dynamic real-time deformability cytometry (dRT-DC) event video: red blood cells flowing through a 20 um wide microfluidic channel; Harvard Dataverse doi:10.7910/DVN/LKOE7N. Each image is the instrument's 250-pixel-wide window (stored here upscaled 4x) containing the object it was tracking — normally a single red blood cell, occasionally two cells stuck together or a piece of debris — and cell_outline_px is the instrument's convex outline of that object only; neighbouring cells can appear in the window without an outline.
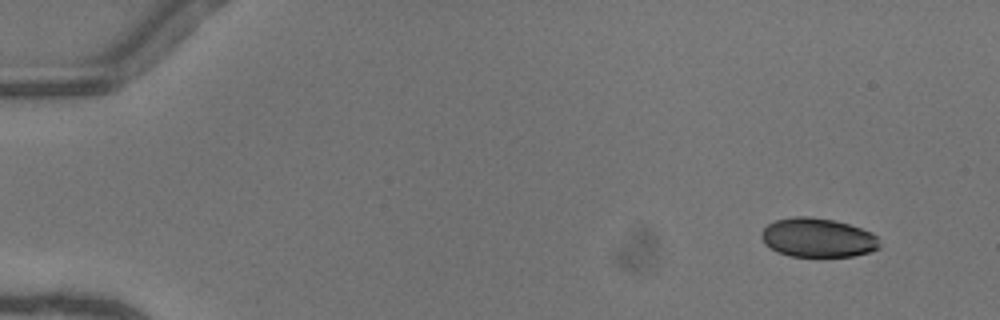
{"species": "common noctule bat (a hibernating species)", "species_latin": "Nyctalus noctula", "temperature_condition": "warm", "stored_images_in_passage": 48, "camera_frame_rate_fps": 3000, "um_per_image_px": 0.085, "animal": {"sex": "female"}, "frame": {"image": 1, "passage_image": 1, "time_ms": 0.0, "image_size_px": [1000, 320], "cell_outline_px": [[880, 248], [868, 252], [852, 256], [792, 256], [776, 252], [764, 244], [760, 236], [764, 228], [768, 224], [776, 220], [792, 216], [812, 216], [836, 220], [872, 232], [876, 236], [880, 244]], "centroid_in_image_um": [69.49, 20.19], "position_along_channel_um": 15.5, "area_um2": 27.05}}
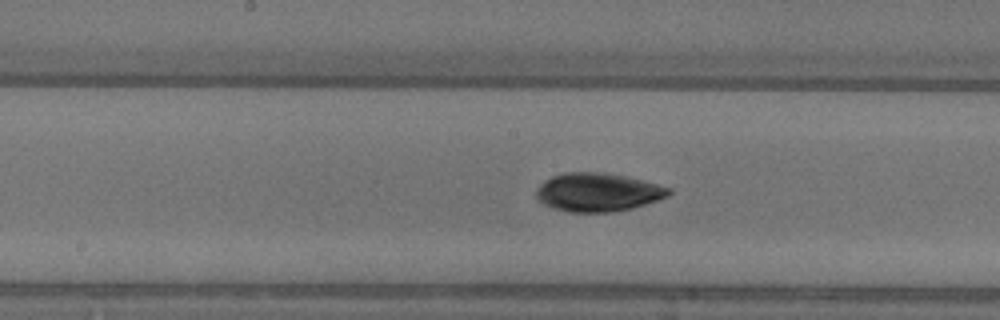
{"frame": {"image": 2, "passage_image": 24, "time_ms": 7.667, "image_size_px": [1000, 320], "cell_outline_px": [[672, 192], [668, 196], [632, 208], [612, 212], [568, 212], [552, 208], [544, 204], [536, 196], [536, 192], [540, 184], [544, 180], [552, 176], [564, 172], [600, 172], [624, 176], [672, 188]], "centroid_in_image_um": [50.79, 16.34], "position_along_channel_um": 197.4, "area_um2": 29.54}}
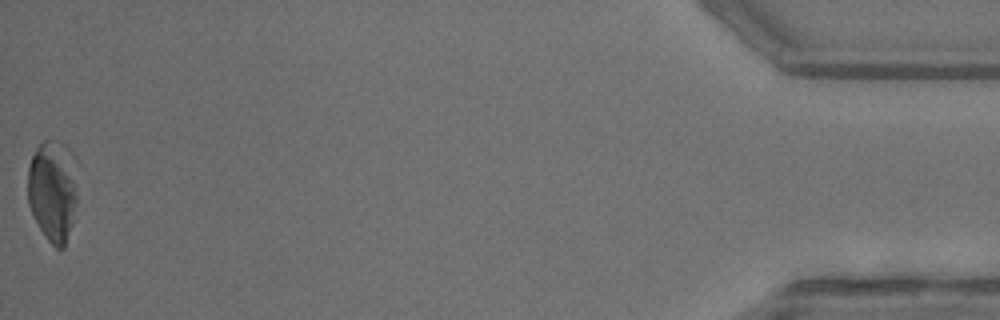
{"frame": {"image": 3, "passage_image": 48, "time_ms": 15.667, "image_size_px": [1000, 320], "cell_outline_px": [[80, 164], [76, 204], [72, 224], [64, 248], [56, 248], [48, 240], [40, 228], [28, 204], [28, 168], [32, 156], [36, 148], [44, 140], [56, 140], [64, 144], [72, 152]], "centroid_in_image_um": [4.55, 16.13], "position_along_channel_um": 430.6, "area_um2": 30.4}, "authors_computed_cell_mechanics": {"area_um2": 28.9, "velocity_mm_per_s": 4.1, "shape_relaxation_time_tau1_ms": 2.7348, "shape_relaxation_time_tau2_ms": 2.5976, "deformation_change_tau1": 0.1061, "deformation_change_tau2": 0.069}}